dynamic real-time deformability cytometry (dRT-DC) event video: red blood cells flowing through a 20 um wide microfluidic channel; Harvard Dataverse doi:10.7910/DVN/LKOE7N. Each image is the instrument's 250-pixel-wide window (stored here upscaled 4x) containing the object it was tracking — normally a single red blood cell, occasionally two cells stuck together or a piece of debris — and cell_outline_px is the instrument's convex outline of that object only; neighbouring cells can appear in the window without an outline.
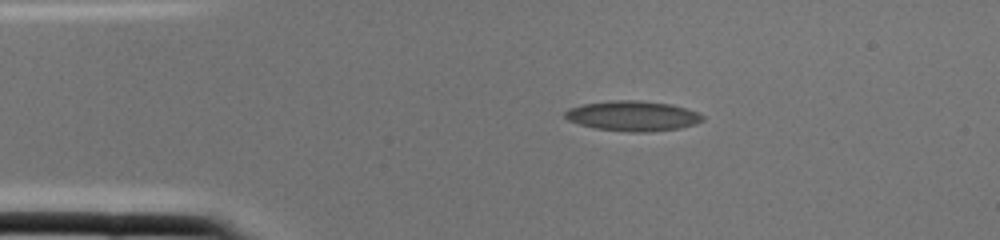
{"species": "common noctule bat (a hibernating species)", "species_latin": "Nyctalus noctula", "temperature_condition": "cold", "stored_images_in_passage": 1, "camera_frame_rate_fps": 3000, "um_per_image_px": 0.085, "animal": {"sex": "female", "body_mass_g": 22.0, "forearm_length_mm": 56.7}, "frame": {"image": 1, "passage_image": 1, "time_ms": 0.0, "image_size_px": [1000, 240], "cell_outline_px": [[704, 120], [696, 124], [680, 128], [648, 132], [628, 132], [596, 128], [580, 124], [568, 120], [564, 116], [564, 112], [568, 108], [584, 104], [612, 100], [640, 100], [672, 104], [688, 108], [704, 116]], "centroid_in_image_um": [53.81, 9.85], "position_along_channel_um": 31.2, "area_um2": 24.28}}